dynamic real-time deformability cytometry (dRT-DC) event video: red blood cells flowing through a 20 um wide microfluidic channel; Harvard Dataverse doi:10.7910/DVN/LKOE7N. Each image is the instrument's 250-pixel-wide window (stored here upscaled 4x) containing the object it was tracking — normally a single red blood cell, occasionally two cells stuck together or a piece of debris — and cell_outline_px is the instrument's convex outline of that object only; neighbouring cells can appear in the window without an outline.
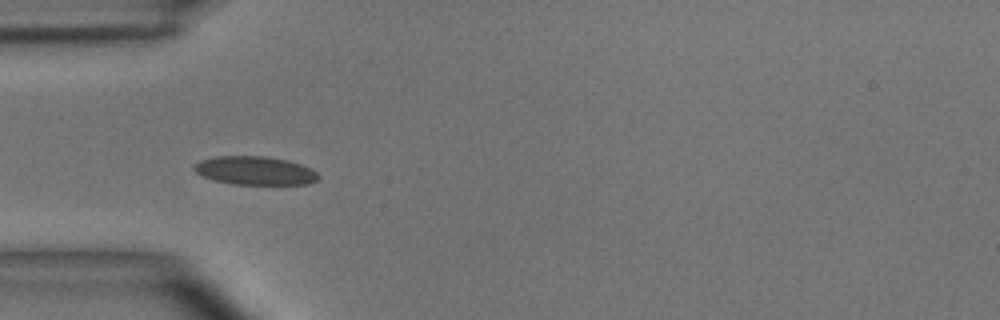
{"species": "common noctule bat (a hibernating species)", "species_latin": "Nyctalus noctula", "temperature_condition": "room temperature", "stored_images_in_passage": 36, "camera_frame_rate_fps": 3000, "um_per_image_px": 0.085, "animal": {"sex": "male", "body_mass_g": 15.6}, "frame": {"image": 1, "passage_image": 1, "time_ms": 0.0, "image_size_px": [1000, 320], "cell_outline_px": [[320, 176], [316, 180], [308, 184], [232, 184], [212, 180], [196, 172], [192, 168], [200, 160], [212, 156], [268, 156], [288, 160], [300, 164], [316, 172]], "centroid_in_image_um": [21.64, 14.49], "position_along_channel_um": 63.4, "area_um2": 20.63}}
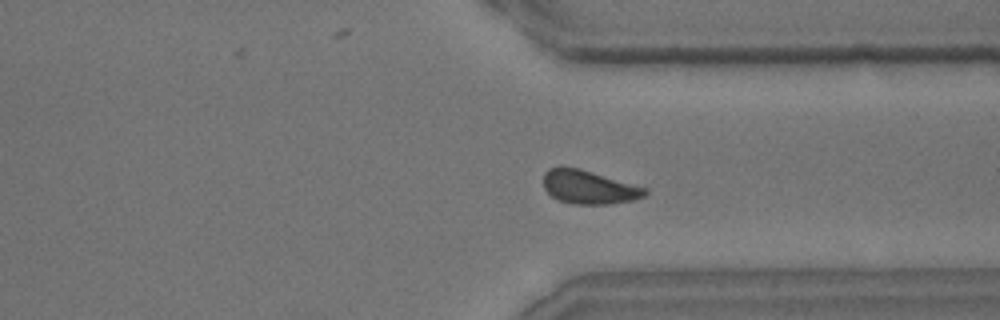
{"frame": {"image": 2, "passage_image": 24, "time_ms": 7.667, "image_size_px": [1000, 320], "cell_outline_px": [[648, 192], [644, 196], [632, 200], [608, 204], [572, 204], [556, 200], [544, 188], [544, 172], [548, 168], [580, 168], [648, 188]], "centroid_in_image_um": [50.07, 15.92], "position_along_channel_um": 361.3, "area_um2": 19.83}}
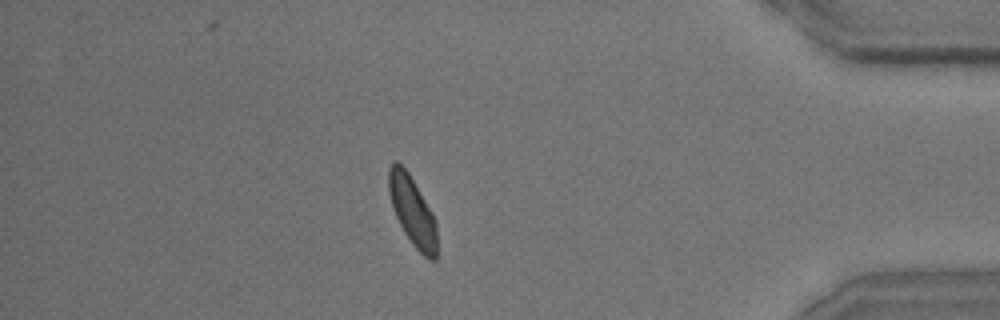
{"frame": {"image": 3, "passage_image": 30, "time_ms": 9.667, "image_size_px": [1000, 320], "cell_outline_px": [[436, 260], [428, 260], [412, 244], [404, 232], [392, 208], [388, 192], [388, 168], [392, 160], [396, 160], [408, 172], [432, 212], [436, 220]], "centroid_in_image_um": [35.03, 17.92], "position_along_channel_um": 400.2, "area_um2": 19.48}, "authors_computed_cell_mechanics": {"area_um2": 19.7965, "velocity_mm_per_s": 3.892, "shape_relaxation_time_tau1_ms": 3.8871, "shape_relaxation_time_tau2_ms": 1.1309, "deformation_change_tau1": 0.0951, "deformation_change_tau2": 0.0638}}